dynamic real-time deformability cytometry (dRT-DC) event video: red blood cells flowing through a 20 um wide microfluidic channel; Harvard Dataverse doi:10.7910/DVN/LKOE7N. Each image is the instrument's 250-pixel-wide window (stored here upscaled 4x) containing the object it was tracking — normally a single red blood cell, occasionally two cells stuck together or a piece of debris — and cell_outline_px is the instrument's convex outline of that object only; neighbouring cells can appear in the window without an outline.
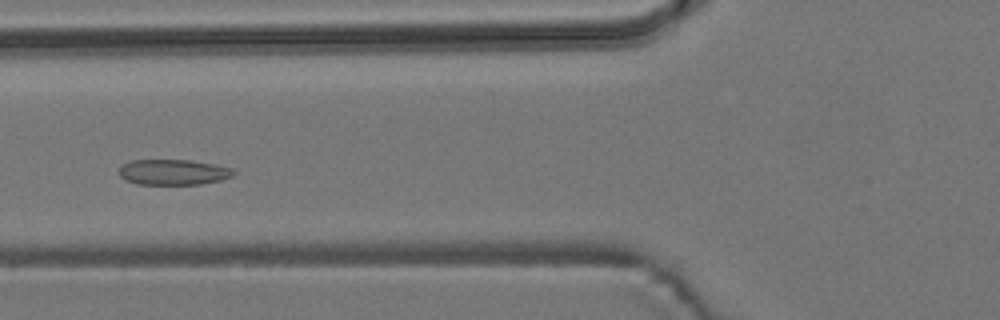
{"species": "common noctule bat (a hibernating species)", "species_latin": "Nyctalus noctula", "temperature_condition": "room temperature", "stored_images_in_passage": 8, "camera_frame_rate_fps": 3000, "um_per_image_px": 0.085, "animal": {"sex": "male", "body_mass_g": 19.2, "forearm_length_mm": 51.8}, "frame": {"image": 1, "passage_image": 6, "time_ms": 5.667, "image_size_px": [1000, 320], "cell_outline_px": [[236, 172], [232, 176], [220, 180], [200, 184], [136, 184], [124, 180], [120, 176], [120, 168], [124, 164], [132, 160], [188, 160], [216, 164], [232, 168]], "centroid_in_image_um": [14.74, 14.63], "position_along_channel_um": 111.1, "area_um2": 16.99}}
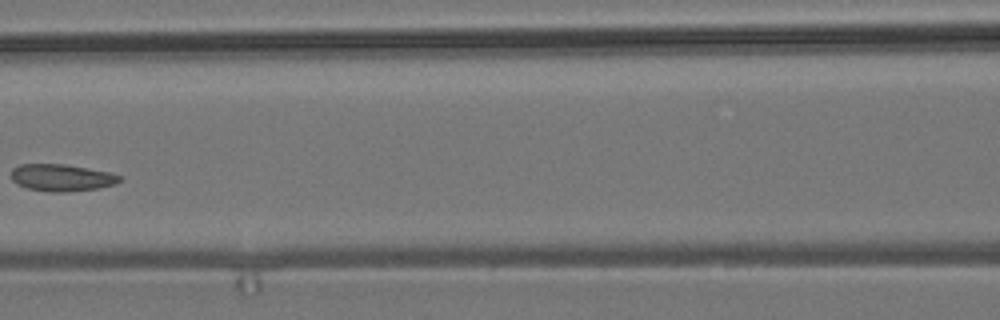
{"frame": {"image": 2, "passage_image": 7, "time_ms": 7.0, "image_size_px": [1000, 320], "cell_outline_px": [[120, 180], [116, 184], [96, 188], [64, 192], [52, 192], [28, 188], [16, 184], [12, 180], [12, 168], [20, 164], [64, 164], [108, 172], [120, 176]], "centroid_in_image_um": [5.2, 15.1], "position_along_channel_um": 161.4, "area_um2": 16.82}}
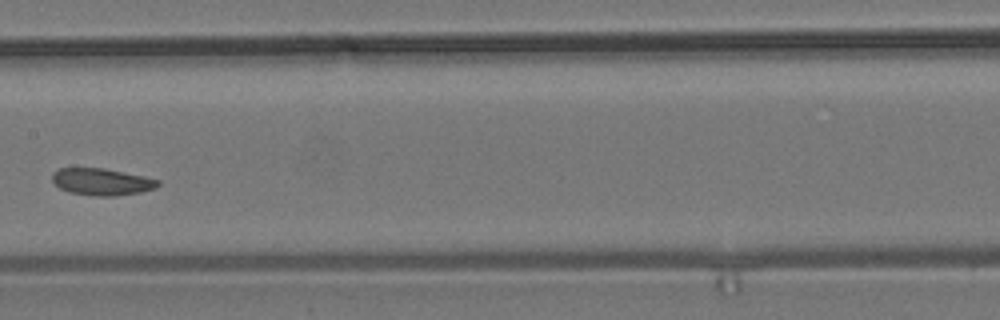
{"frame": {"image": 3, "passage_image": 8, "time_ms": 8.0, "image_size_px": [1000, 320], "cell_outline_px": [[160, 184], [156, 188], [140, 192], [112, 196], [96, 196], [68, 192], [60, 188], [52, 180], [52, 172], [60, 168], [104, 168], [144, 176], [160, 180]], "centroid_in_image_um": [8.65, 15.45], "position_along_channel_um": 198.7, "area_um2": 16.59}}